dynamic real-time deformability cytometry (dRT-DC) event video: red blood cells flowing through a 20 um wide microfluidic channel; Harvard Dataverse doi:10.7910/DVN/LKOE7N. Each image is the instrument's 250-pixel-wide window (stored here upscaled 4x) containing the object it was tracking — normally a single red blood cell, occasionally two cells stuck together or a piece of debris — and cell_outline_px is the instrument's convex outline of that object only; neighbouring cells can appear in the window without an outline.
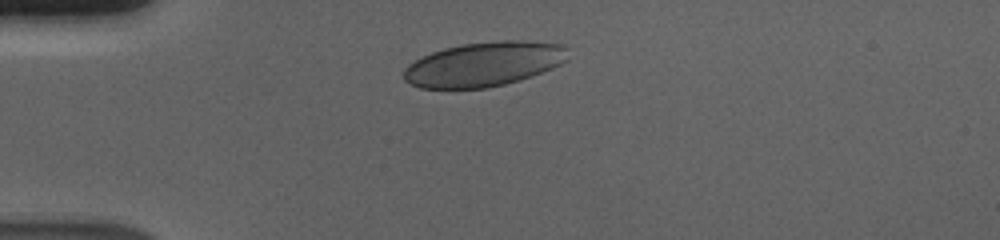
{"species": "human", "species_latin": "Homo sapiens", "temperature_condition": "cold", "stored_images_in_passage": 42, "camera_frame_rate_fps": 3000, "um_per_image_px": 0.085, "donor": {"sex": "male"}, "frame": {"image": 1, "passage_image": 1, "time_ms": 0.0, "image_size_px": [1000, 240], "cell_outline_px": [[568, 60], [552, 68], [520, 80], [488, 88], [420, 88], [404, 80], [404, 68], [408, 64], [432, 52], [444, 48], [464, 44], [500, 40], [524, 40], [564, 44], [568, 48]], "centroid_in_image_um": [41.18, 5.44], "position_along_channel_um": 43.8, "area_um2": 42.6}}
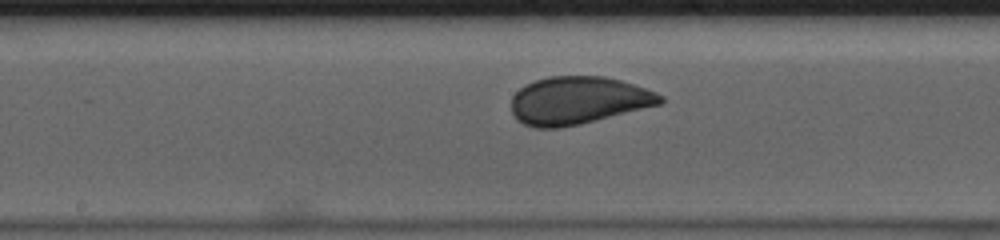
{"frame": {"image": 2, "passage_image": 16, "time_ms": 5.0, "image_size_px": [1000, 240], "cell_outline_px": [[664, 100], [660, 104], [580, 124], [560, 128], [536, 128], [524, 124], [516, 120], [512, 112], [512, 96], [520, 88], [536, 80], [548, 76], [604, 76], [620, 80], [656, 92], [664, 96]], "centroid_in_image_um": [49.12, 8.54], "position_along_channel_um": 199.1, "area_um2": 41.21}}
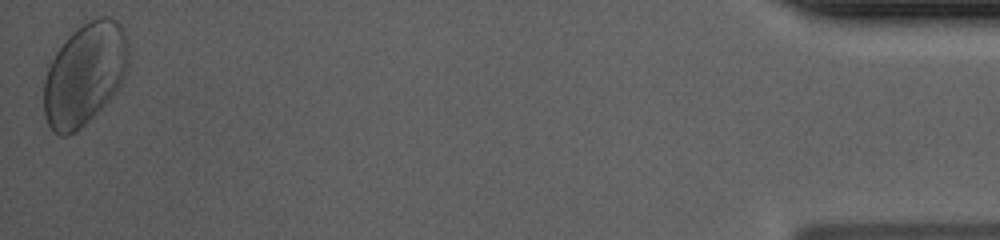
{"frame": {"image": 3, "passage_image": 42, "time_ms": 13.667, "image_size_px": [1000, 240], "cell_outline_px": [[128, 68], [120, 84], [112, 96], [80, 128], [68, 136], [60, 136], [52, 132], [44, 116], [44, 80], [48, 64], [56, 52], [88, 20], [100, 16], [108, 16], [116, 20], [120, 24], [124, 32], [128, 44]], "centroid_in_image_um": [7.19, 6.33], "position_along_channel_um": 428.0, "area_um2": 49.88}, "authors_computed_cell_mechanics": {"area_um2": 41.3848, "velocity_mm_per_s": 3.6596, "shape_relaxation_time_tau1_ms": 4.3131, "shape_relaxation_time_tau2_ms": null, "deformation_change_tau1": 0.1079, "deformation_change_tau2": null}}